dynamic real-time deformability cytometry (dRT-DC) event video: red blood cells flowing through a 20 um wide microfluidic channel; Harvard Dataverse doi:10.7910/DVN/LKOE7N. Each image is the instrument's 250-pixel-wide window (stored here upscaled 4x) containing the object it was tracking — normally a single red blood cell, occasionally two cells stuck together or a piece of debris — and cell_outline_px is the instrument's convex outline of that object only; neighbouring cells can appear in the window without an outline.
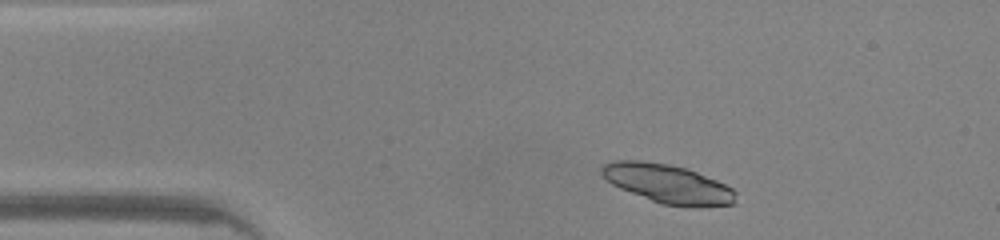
{"species": "common noctule bat (a hibernating species)", "species_latin": "Nyctalus noctula", "temperature_condition": "warm", "stored_images_in_passage": 42, "camera_frame_rate_fps": 3000, "um_per_image_px": 0.085, "animal": {"sex": "male", "body_mass_g": 20.0, "forearm_length_mm": 53.3}, "frame": {"image": 1, "passage_image": 3, "time_ms": 0.667, "image_size_px": [1000, 240], "cell_outline_px": [[736, 200], [732, 204], [660, 204], [620, 188], [612, 184], [600, 172], [600, 168], [604, 164], [612, 160], [640, 160], [668, 164], [684, 168], [696, 172], [716, 180], [732, 188], [736, 192]], "centroid_in_image_um": [56.68, 15.57], "position_along_channel_um": 28.3, "area_um2": 29.36}}